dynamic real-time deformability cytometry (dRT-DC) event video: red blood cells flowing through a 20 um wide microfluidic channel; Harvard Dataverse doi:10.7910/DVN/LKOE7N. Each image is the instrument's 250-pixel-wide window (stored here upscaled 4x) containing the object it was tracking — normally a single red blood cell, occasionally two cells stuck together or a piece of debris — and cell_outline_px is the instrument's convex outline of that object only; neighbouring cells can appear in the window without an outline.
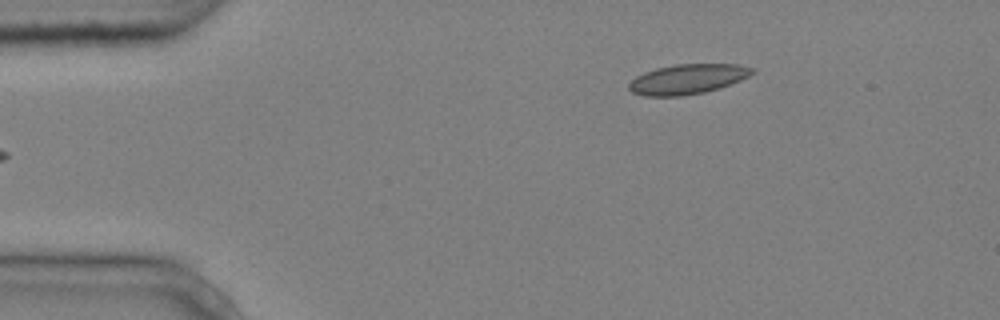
{"species": "common noctule bat (a hibernating species)", "species_latin": "Nyctalus noctula", "temperature_condition": "cold", "stored_images_in_passage": 5, "camera_frame_rate_fps": 3000, "um_per_image_px": 0.085, "animal": {"sex": "male", "body_mass_g": 20.4}, "frame": {"image": 1, "passage_image": 5, "time_ms": 1.333, "image_size_px": [1000, 320], "cell_outline_px": [[756, 72], [740, 80], [720, 88], [704, 92], [680, 96], [644, 96], [632, 92], [628, 88], [628, 84], [636, 76], [644, 72], [656, 68], [676, 64], [740, 64], [756, 68]], "centroid_in_image_um": [58.46, 6.72], "position_along_channel_um": 26.5, "area_um2": 21.62}}